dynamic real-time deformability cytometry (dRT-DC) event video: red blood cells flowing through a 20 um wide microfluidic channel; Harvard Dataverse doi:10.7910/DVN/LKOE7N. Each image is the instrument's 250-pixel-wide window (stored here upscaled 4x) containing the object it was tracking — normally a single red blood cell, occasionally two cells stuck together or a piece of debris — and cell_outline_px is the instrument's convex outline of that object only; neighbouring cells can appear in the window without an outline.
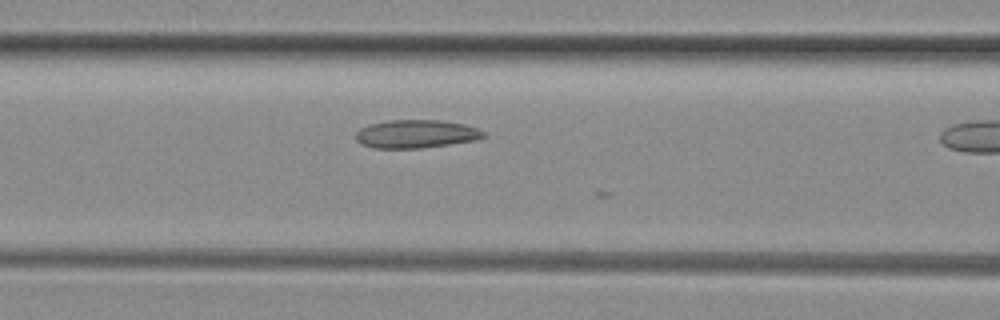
{"species": "common noctule bat (a hibernating species)", "species_latin": "Nyctalus noctula", "temperature_condition": "room temperature", "stored_images_in_passage": 18, "camera_frame_rate_fps": 3000, "um_per_image_px": 0.085, "animal": {"sex": "female", "body_mass_g": 29.2, "forearm_length_mm": 56.3}, "frame": {"image": 1, "passage_image": 17, "time_ms": 5.333, "image_size_px": [1000, 320], "cell_outline_px": [[484, 136], [476, 140], [420, 148], [372, 148], [360, 144], [356, 140], [356, 132], [360, 128], [368, 124], [388, 120], [440, 120], [464, 124], [476, 128], [484, 132]], "centroid_in_image_um": [35.3, 11.38], "position_along_channel_um": 131.3, "area_um2": 20.98}}